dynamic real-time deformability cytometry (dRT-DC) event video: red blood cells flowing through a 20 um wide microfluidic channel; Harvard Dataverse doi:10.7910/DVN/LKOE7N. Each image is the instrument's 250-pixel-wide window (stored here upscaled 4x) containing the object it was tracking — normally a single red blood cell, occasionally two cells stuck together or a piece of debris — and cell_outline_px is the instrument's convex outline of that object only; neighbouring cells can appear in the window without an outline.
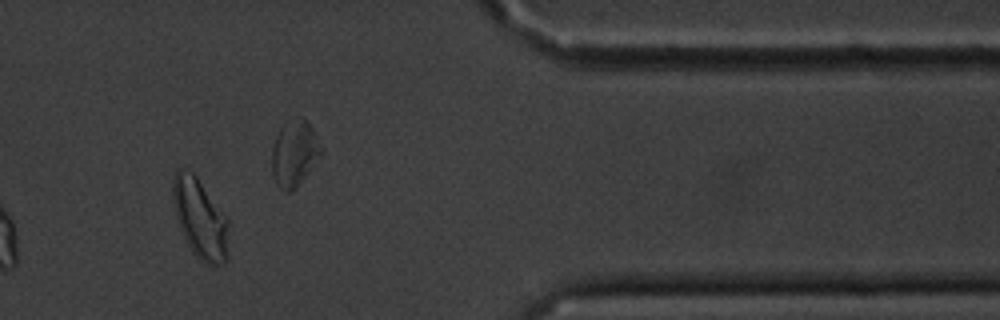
{"species": "common noctule bat (a hibernating species)", "species_latin": "Nyctalus noctula", "temperature_condition": "cold", "stored_images_in_passage": 15, "camera_frame_rate_fps": 3000, "um_per_image_px": 0.085, "animal": {"sex": "male", "body_mass_g": 20.1, "forearm_length_mm": 53.5}, "frame": {"image": 1, "passage_image": 13, "time_ms": 15.667, "image_size_px": [1000, 320], "cell_outline_px": [[228, 224], [224, 260], [220, 264], [208, 264], [200, 260], [188, 244], [180, 228], [176, 216], [172, 196], [172, 180], [176, 172], [180, 168], [184, 168], [192, 172], [196, 176], [228, 220]], "centroid_in_image_um": [16.95, 18.51], "position_along_channel_um": 394.4, "area_um2": 24.97}, "authors_computed_cell_mechanics": {"area_um2": 19.7098, "velocity_mm_per_s": 3.4163, "shape_relaxation_time_tau1_ms": 2.6592, "shape_relaxation_time_tau2_ms": 3.0075, "deformation_change_tau1": 0.1217, "deformation_change_tau2": 0.0862}}